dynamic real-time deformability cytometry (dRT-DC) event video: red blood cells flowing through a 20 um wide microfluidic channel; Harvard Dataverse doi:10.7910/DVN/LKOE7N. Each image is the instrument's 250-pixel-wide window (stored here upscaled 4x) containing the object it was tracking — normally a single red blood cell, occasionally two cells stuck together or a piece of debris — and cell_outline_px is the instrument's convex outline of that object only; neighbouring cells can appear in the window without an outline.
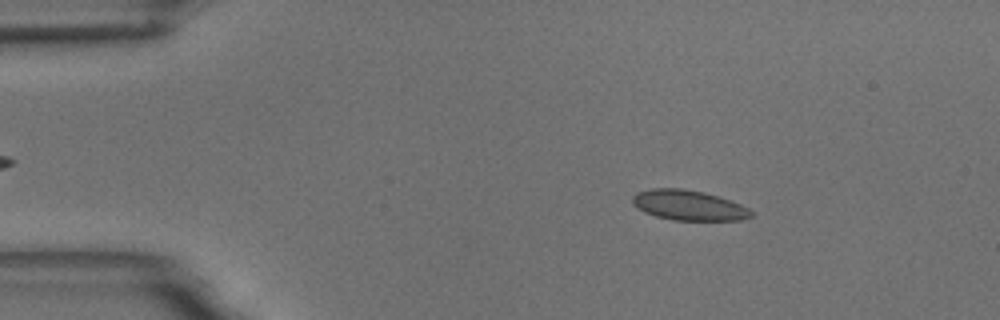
{"species": "common noctule bat (a hibernating species)", "species_latin": "Nyctalus noctula", "temperature_condition": "room temperature", "stored_images_in_passage": 54, "camera_frame_rate_fps": 3000, "um_per_image_px": 0.085, "animal": {"sex": "male", "body_mass_g": 18.8}, "frame": {"image": 1, "passage_image": 8, "time_ms": 2.333, "image_size_px": [1000, 320], "cell_outline_px": [[752, 216], [740, 220], [672, 220], [656, 216], [644, 212], [632, 204], [632, 196], [636, 192], [648, 188], [684, 188], [704, 192], [720, 196], [740, 204], [748, 208], [752, 212]], "centroid_in_image_um": [58.5, 17.43], "position_along_channel_um": 26.5, "area_um2": 21.04}}
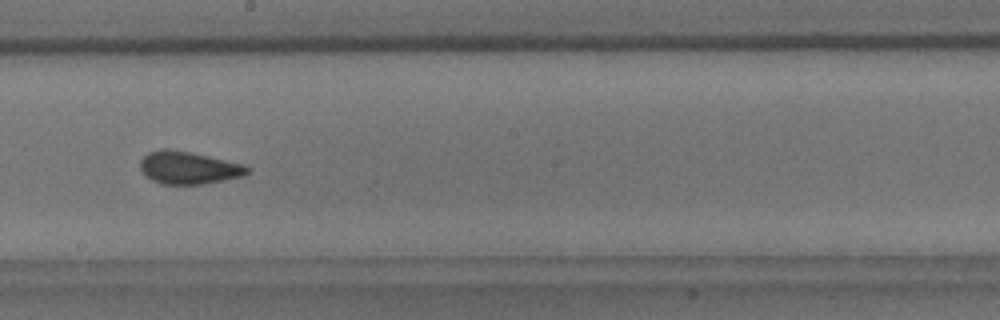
{"frame": {"image": 2, "passage_image": 30, "time_ms": 9.667, "image_size_px": [1000, 320], "cell_outline_px": [[248, 172], [244, 176], [204, 184], [160, 184], [144, 176], [140, 172], [140, 160], [148, 152], [160, 148], [168, 148], [208, 156], [240, 164], [248, 168]], "centroid_in_image_um": [15.94, 14.26], "position_along_channel_um": 232.3, "area_um2": 20.29}}
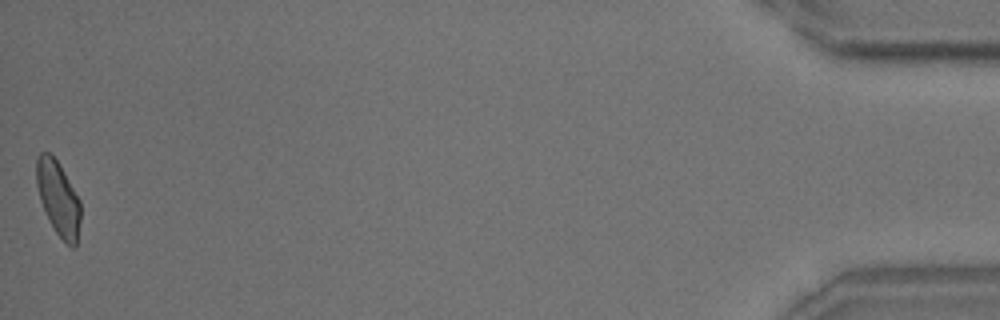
{"frame": {"image": 3, "passage_image": 54, "time_ms": 17.667, "image_size_px": [1000, 320], "cell_outline_px": [[80, 220], [76, 248], [72, 248], [56, 232], [40, 200], [36, 184], [36, 156], [40, 152], [48, 152], [60, 164], [80, 200]], "centroid_in_image_um": [4.95, 16.82], "position_along_channel_um": 430.2, "area_um2": 18.96}, "authors_computed_cell_mechanics": {"area_um2": 20.0566, "velocity_mm_per_s": 3.6708, "shape_relaxation_time_tau1_ms": null, "shape_relaxation_time_tau2_ms": 1.247, "deformation_change_tau1": null, "deformation_change_tau2": 0.0592}}